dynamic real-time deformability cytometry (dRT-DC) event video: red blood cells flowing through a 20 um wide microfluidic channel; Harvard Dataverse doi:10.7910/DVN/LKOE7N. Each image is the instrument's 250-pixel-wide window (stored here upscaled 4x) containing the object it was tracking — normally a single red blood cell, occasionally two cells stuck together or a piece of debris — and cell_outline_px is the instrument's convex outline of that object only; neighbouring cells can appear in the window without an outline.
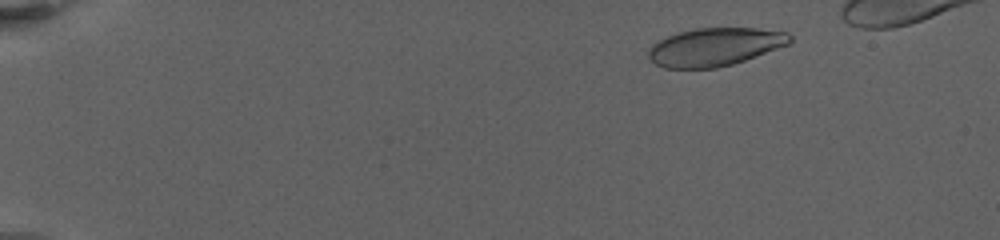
{"species": "human", "species_latin": "Homo sapiens", "temperature_condition": "warm", "stored_images_in_passage": 29, "camera_frame_rate_fps": 3000, "um_per_image_px": 0.085, "donor": {"sex": "female"}, "frame": {"image": 1, "passage_image": 4, "time_ms": 2.0, "image_size_px": [1000, 240], "cell_outline_px": [[792, 40], [788, 44], [756, 56], [732, 64], [716, 68], [664, 68], [648, 60], [648, 48], [652, 44], [668, 36], [680, 32], [696, 28], [756, 28], [788, 32], [792, 36]], "centroid_in_image_um": [60.74, 3.99], "position_along_channel_um": 24.3, "area_um2": 31.33}}
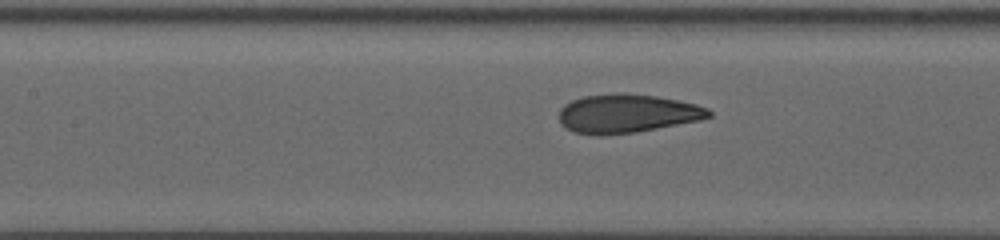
{"frame": {"image": 2, "passage_image": 19, "time_ms": 10.0, "image_size_px": [1000, 240], "cell_outline_px": [[712, 116], [700, 120], [636, 132], [572, 132], [564, 128], [560, 124], [560, 108], [564, 104], [572, 100], [584, 96], [616, 92], [620, 92], [656, 96], [696, 104], [708, 108], [712, 112]], "centroid_in_image_um": [53.32, 9.61], "position_along_channel_um": 154.1, "area_um2": 33.12}}
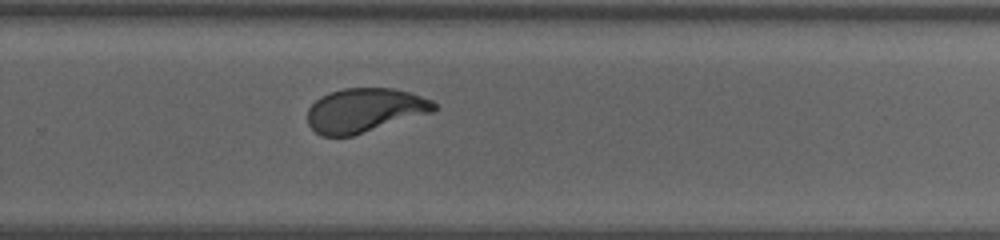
{"frame": {"image": 3, "passage_image": 29, "time_ms": 14.667, "image_size_px": [1000, 240], "cell_outline_px": [[436, 108], [432, 112], [352, 136], [320, 136], [308, 124], [308, 108], [320, 96], [328, 92], [344, 88], [392, 88], [412, 92], [432, 100], [436, 104]], "centroid_in_image_um": [30.98, 9.36], "position_along_channel_um": 298.8, "area_um2": 32.54}}